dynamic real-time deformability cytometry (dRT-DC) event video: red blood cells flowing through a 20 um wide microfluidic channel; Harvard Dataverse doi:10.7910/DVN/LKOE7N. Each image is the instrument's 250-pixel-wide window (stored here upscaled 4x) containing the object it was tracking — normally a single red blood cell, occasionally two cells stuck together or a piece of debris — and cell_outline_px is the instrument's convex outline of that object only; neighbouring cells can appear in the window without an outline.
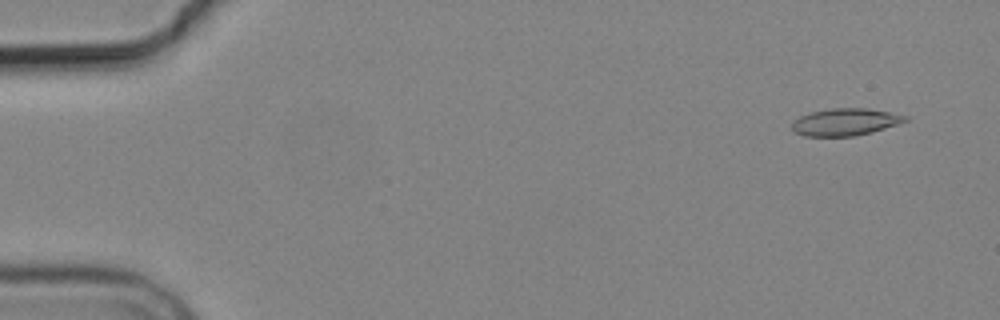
{"species": "common noctule bat (a hibernating species)", "species_latin": "Nyctalus noctula", "temperature_condition": "cold", "stored_images_in_passage": 5, "camera_frame_rate_fps": 3000, "um_per_image_px": 0.085, "animal": {"sex": "male", "body_mass_g": 19.2, "forearm_length_mm": 51.8}, "frame": {"image": 1, "passage_image": 1, "time_ms": 0.0, "image_size_px": [1000, 320], "cell_outline_px": [[908, 120], [872, 132], [856, 136], [804, 136], [796, 132], [792, 128], [792, 124], [800, 116], [812, 112], [832, 108], [868, 108], [908, 116]], "centroid_in_image_um": [71.85, 10.37], "position_along_channel_um": 13.1, "area_um2": 17.69}}